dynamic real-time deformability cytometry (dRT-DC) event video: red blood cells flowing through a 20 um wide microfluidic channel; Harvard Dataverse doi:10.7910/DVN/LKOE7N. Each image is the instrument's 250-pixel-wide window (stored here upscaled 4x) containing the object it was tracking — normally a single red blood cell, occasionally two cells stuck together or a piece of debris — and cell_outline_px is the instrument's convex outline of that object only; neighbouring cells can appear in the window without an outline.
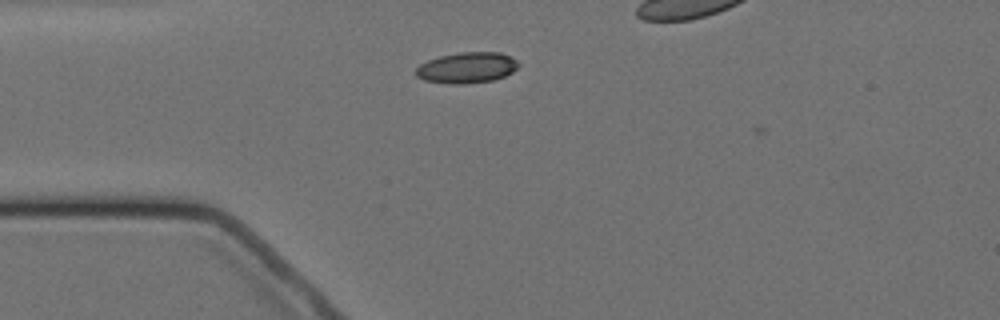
{"species": "Egyptian fruit bat (a non-hibernating species)", "species_latin": "Rousettus aegyptiacus", "temperature_condition": "cold", "stored_images_in_passage": 3, "camera_frame_rate_fps": 3000, "um_per_image_px": 0.085, "animal": {"sex": "female"}, "frame": {"image": 1, "passage_image": 2, "time_ms": 1.333, "image_size_px": [1000, 320], "cell_outline_px": [[520, 64], [512, 72], [504, 76], [492, 80], [464, 84], [456, 84], [424, 80], [416, 76], [416, 68], [420, 64], [428, 60], [440, 56], [460, 52], [500, 52], [516, 60]], "centroid_in_image_um": [39.68, 5.75], "position_along_channel_um": 45.3, "area_um2": 18.26}}